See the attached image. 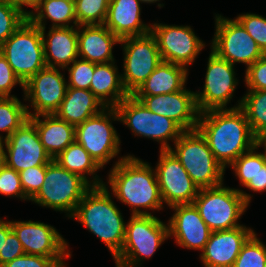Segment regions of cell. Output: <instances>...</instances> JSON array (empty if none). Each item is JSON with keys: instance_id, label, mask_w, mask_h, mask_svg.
Segmentation results:
<instances>
[{"instance_id": "1", "label": "cell", "mask_w": 266, "mask_h": 267, "mask_svg": "<svg viewBox=\"0 0 266 267\" xmlns=\"http://www.w3.org/2000/svg\"><path fill=\"white\" fill-rule=\"evenodd\" d=\"M197 129L224 169L256 145L246 114L238 106L201 112Z\"/></svg>"}, {"instance_id": "2", "label": "cell", "mask_w": 266, "mask_h": 267, "mask_svg": "<svg viewBox=\"0 0 266 267\" xmlns=\"http://www.w3.org/2000/svg\"><path fill=\"white\" fill-rule=\"evenodd\" d=\"M107 183L114 197L130 206L131 215H151L146 209L159 211L163 208L156 172L141 159L132 155L119 158L111 168Z\"/></svg>"}, {"instance_id": "3", "label": "cell", "mask_w": 266, "mask_h": 267, "mask_svg": "<svg viewBox=\"0 0 266 267\" xmlns=\"http://www.w3.org/2000/svg\"><path fill=\"white\" fill-rule=\"evenodd\" d=\"M96 235L115 258L123 247L126 223L119 208L111 199L106 184L92 186L78 203L70 217Z\"/></svg>"}, {"instance_id": "4", "label": "cell", "mask_w": 266, "mask_h": 267, "mask_svg": "<svg viewBox=\"0 0 266 267\" xmlns=\"http://www.w3.org/2000/svg\"><path fill=\"white\" fill-rule=\"evenodd\" d=\"M251 198L250 194L241 189L229 188L221 184L199 189L193 204L208 228L215 232L242 226L238 220L246 211Z\"/></svg>"}, {"instance_id": "5", "label": "cell", "mask_w": 266, "mask_h": 267, "mask_svg": "<svg viewBox=\"0 0 266 267\" xmlns=\"http://www.w3.org/2000/svg\"><path fill=\"white\" fill-rule=\"evenodd\" d=\"M173 145L175 150L171 148V152L179 159L199 189L224 184L225 169L215 159L198 129L184 131Z\"/></svg>"}, {"instance_id": "6", "label": "cell", "mask_w": 266, "mask_h": 267, "mask_svg": "<svg viewBox=\"0 0 266 267\" xmlns=\"http://www.w3.org/2000/svg\"><path fill=\"white\" fill-rule=\"evenodd\" d=\"M168 224L151 215H131L126 224L121 252L114 258L116 267H136L143 259L153 256L169 238Z\"/></svg>"}, {"instance_id": "7", "label": "cell", "mask_w": 266, "mask_h": 267, "mask_svg": "<svg viewBox=\"0 0 266 267\" xmlns=\"http://www.w3.org/2000/svg\"><path fill=\"white\" fill-rule=\"evenodd\" d=\"M91 187L81 176L68 171L52 159L46 165L44 183L31 201L55 211H65L70 218Z\"/></svg>"}, {"instance_id": "8", "label": "cell", "mask_w": 266, "mask_h": 267, "mask_svg": "<svg viewBox=\"0 0 266 267\" xmlns=\"http://www.w3.org/2000/svg\"><path fill=\"white\" fill-rule=\"evenodd\" d=\"M0 50L23 84L46 67L41 28L28 18L0 46Z\"/></svg>"}, {"instance_id": "9", "label": "cell", "mask_w": 266, "mask_h": 267, "mask_svg": "<svg viewBox=\"0 0 266 267\" xmlns=\"http://www.w3.org/2000/svg\"><path fill=\"white\" fill-rule=\"evenodd\" d=\"M111 119L119 121L118 112L115 107H105L75 126V141L83 146L101 168L120 152V138Z\"/></svg>"}, {"instance_id": "10", "label": "cell", "mask_w": 266, "mask_h": 267, "mask_svg": "<svg viewBox=\"0 0 266 267\" xmlns=\"http://www.w3.org/2000/svg\"><path fill=\"white\" fill-rule=\"evenodd\" d=\"M119 121L127 125L135 136L152 138L161 144L160 150H170L184 130L173 120L147 109L140 100L128 95L116 107Z\"/></svg>"}, {"instance_id": "11", "label": "cell", "mask_w": 266, "mask_h": 267, "mask_svg": "<svg viewBox=\"0 0 266 267\" xmlns=\"http://www.w3.org/2000/svg\"><path fill=\"white\" fill-rule=\"evenodd\" d=\"M124 50L122 83L132 95L161 63L162 58L154 36L150 33L120 40Z\"/></svg>"}, {"instance_id": "12", "label": "cell", "mask_w": 266, "mask_h": 267, "mask_svg": "<svg viewBox=\"0 0 266 267\" xmlns=\"http://www.w3.org/2000/svg\"><path fill=\"white\" fill-rule=\"evenodd\" d=\"M215 34L211 51L232 65L244 63L248 68L264 55L256 41L236 19L215 15Z\"/></svg>"}, {"instance_id": "13", "label": "cell", "mask_w": 266, "mask_h": 267, "mask_svg": "<svg viewBox=\"0 0 266 267\" xmlns=\"http://www.w3.org/2000/svg\"><path fill=\"white\" fill-rule=\"evenodd\" d=\"M150 32L156 40L162 61L185 68L195 62L196 57L205 47L190 26L154 23L151 25Z\"/></svg>"}, {"instance_id": "14", "label": "cell", "mask_w": 266, "mask_h": 267, "mask_svg": "<svg viewBox=\"0 0 266 267\" xmlns=\"http://www.w3.org/2000/svg\"><path fill=\"white\" fill-rule=\"evenodd\" d=\"M235 75L234 65L211 51L208 57L204 90L195 92L200 113L212 109H226L238 84Z\"/></svg>"}, {"instance_id": "15", "label": "cell", "mask_w": 266, "mask_h": 267, "mask_svg": "<svg viewBox=\"0 0 266 267\" xmlns=\"http://www.w3.org/2000/svg\"><path fill=\"white\" fill-rule=\"evenodd\" d=\"M2 146L6 147L2 148L3 163L18 173L29 167L46 166L52 160L40 141L35 124L30 119L3 140Z\"/></svg>"}, {"instance_id": "16", "label": "cell", "mask_w": 266, "mask_h": 267, "mask_svg": "<svg viewBox=\"0 0 266 267\" xmlns=\"http://www.w3.org/2000/svg\"><path fill=\"white\" fill-rule=\"evenodd\" d=\"M154 170L163 203L169 207L193 204L199 188L171 150H160L159 161Z\"/></svg>"}, {"instance_id": "17", "label": "cell", "mask_w": 266, "mask_h": 267, "mask_svg": "<svg viewBox=\"0 0 266 267\" xmlns=\"http://www.w3.org/2000/svg\"><path fill=\"white\" fill-rule=\"evenodd\" d=\"M59 68L44 67L24 83V100H28L34 112L28 117L54 114L65 98L67 82Z\"/></svg>"}, {"instance_id": "18", "label": "cell", "mask_w": 266, "mask_h": 267, "mask_svg": "<svg viewBox=\"0 0 266 267\" xmlns=\"http://www.w3.org/2000/svg\"><path fill=\"white\" fill-rule=\"evenodd\" d=\"M12 230L20 240L25 254L51 258H69L68 243L56 229L34 221H11Z\"/></svg>"}, {"instance_id": "19", "label": "cell", "mask_w": 266, "mask_h": 267, "mask_svg": "<svg viewBox=\"0 0 266 267\" xmlns=\"http://www.w3.org/2000/svg\"><path fill=\"white\" fill-rule=\"evenodd\" d=\"M134 97L150 111L176 122L184 131L197 129L200 112L195 92L184 88L174 93Z\"/></svg>"}, {"instance_id": "20", "label": "cell", "mask_w": 266, "mask_h": 267, "mask_svg": "<svg viewBox=\"0 0 266 267\" xmlns=\"http://www.w3.org/2000/svg\"><path fill=\"white\" fill-rule=\"evenodd\" d=\"M175 213L168 221L169 236L175 237L177 245L202 251L212 231L200 217L194 204L171 206Z\"/></svg>"}, {"instance_id": "21", "label": "cell", "mask_w": 266, "mask_h": 267, "mask_svg": "<svg viewBox=\"0 0 266 267\" xmlns=\"http://www.w3.org/2000/svg\"><path fill=\"white\" fill-rule=\"evenodd\" d=\"M254 230L242 225L229 230L212 232L200 254L205 267H233L243 245Z\"/></svg>"}, {"instance_id": "22", "label": "cell", "mask_w": 266, "mask_h": 267, "mask_svg": "<svg viewBox=\"0 0 266 267\" xmlns=\"http://www.w3.org/2000/svg\"><path fill=\"white\" fill-rule=\"evenodd\" d=\"M77 36L78 57L97 64L115 60L112 49L120 39L104 24L79 25Z\"/></svg>"}, {"instance_id": "23", "label": "cell", "mask_w": 266, "mask_h": 267, "mask_svg": "<svg viewBox=\"0 0 266 267\" xmlns=\"http://www.w3.org/2000/svg\"><path fill=\"white\" fill-rule=\"evenodd\" d=\"M141 0H110L104 25L120 40L150 33L151 25L142 22Z\"/></svg>"}, {"instance_id": "24", "label": "cell", "mask_w": 266, "mask_h": 267, "mask_svg": "<svg viewBox=\"0 0 266 267\" xmlns=\"http://www.w3.org/2000/svg\"><path fill=\"white\" fill-rule=\"evenodd\" d=\"M74 26L76 28H73ZM41 32L47 67L62 68L64 70L78 58L77 25L51 27L46 36L45 28H42Z\"/></svg>"}, {"instance_id": "25", "label": "cell", "mask_w": 266, "mask_h": 267, "mask_svg": "<svg viewBox=\"0 0 266 267\" xmlns=\"http://www.w3.org/2000/svg\"><path fill=\"white\" fill-rule=\"evenodd\" d=\"M41 116L44 120L40 119ZM29 119L35 124L40 141L52 159L75 141V126L55 114H41Z\"/></svg>"}, {"instance_id": "26", "label": "cell", "mask_w": 266, "mask_h": 267, "mask_svg": "<svg viewBox=\"0 0 266 267\" xmlns=\"http://www.w3.org/2000/svg\"><path fill=\"white\" fill-rule=\"evenodd\" d=\"M188 68L161 61L146 81L132 94L133 96H153L174 93L185 88Z\"/></svg>"}, {"instance_id": "27", "label": "cell", "mask_w": 266, "mask_h": 267, "mask_svg": "<svg viewBox=\"0 0 266 267\" xmlns=\"http://www.w3.org/2000/svg\"><path fill=\"white\" fill-rule=\"evenodd\" d=\"M103 108L105 106L90 90L67 88L65 98L54 114L59 119L77 126L99 113Z\"/></svg>"}, {"instance_id": "28", "label": "cell", "mask_w": 266, "mask_h": 267, "mask_svg": "<svg viewBox=\"0 0 266 267\" xmlns=\"http://www.w3.org/2000/svg\"><path fill=\"white\" fill-rule=\"evenodd\" d=\"M114 64L115 61L96 64L90 84V91L105 107H116L129 95Z\"/></svg>"}, {"instance_id": "29", "label": "cell", "mask_w": 266, "mask_h": 267, "mask_svg": "<svg viewBox=\"0 0 266 267\" xmlns=\"http://www.w3.org/2000/svg\"><path fill=\"white\" fill-rule=\"evenodd\" d=\"M34 11H29L28 19L35 26L41 29L46 28V19H50L52 21V28L70 27L69 25L72 22L74 25H77L75 1L42 0Z\"/></svg>"}, {"instance_id": "30", "label": "cell", "mask_w": 266, "mask_h": 267, "mask_svg": "<svg viewBox=\"0 0 266 267\" xmlns=\"http://www.w3.org/2000/svg\"><path fill=\"white\" fill-rule=\"evenodd\" d=\"M54 160L68 171L81 176L91 186H101L105 184V182L103 183L101 178L96 174L97 170L101 167L93 160L83 146L76 141L70 144ZM86 174L90 176L92 175L93 180L89 181Z\"/></svg>"}, {"instance_id": "31", "label": "cell", "mask_w": 266, "mask_h": 267, "mask_svg": "<svg viewBox=\"0 0 266 267\" xmlns=\"http://www.w3.org/2000/svg\"><path fill=\"white\" fill-rule=\"evenodd\" d=\"M237 106L245 112L250 129L257 139L266 131V90H248Z\"/></svg>"}, {"instance_id": "32", "label": "cell", "mask_w": 266, "mask_h": 267, "mask_svg": "<svg viewBox=\"0 0 266 267\" xmlns=\"http://www.w3.org/2000/svg\"><path fill=\"white\" fill-rule=\"evenodd\" d=\"M29 110L16 96L0 97V131L7 132L5 137L0 135L1 142L29 119Z\"/></svg>"}, {"instance_id": "33", "label": "cell", "mask_w": 266, "mask_h": 267, "mask_svg": "<svg viewBox=\"0 0 266 267\" xmlns=\"http://www.w3.org/2000/svg\"><path fill=\"white\" fill-rule=\"evenodd\" d=\"M110 0H75L77 26L104 24Z\"/></svg>"}, {"instance_id": "34", "label": "cell", "mask_w": 266, "mask_h": 267, "mask_svg": "<svg viewBox=\"0 0 266 267\" xmlns=\"http://www.w3.org/2000/svg\"><path fill=\"white\" fill-rule=\"evenodd\" d=\"M27 18L28 16L14 2L0 0V46Z\"/></svg>"}, {"instance_id": "35", "label": "cell", "mask_w": 266, "mask_h": 267, "mask_svg": "<svg viewBox=\"0 0 266 267\" xmlns=\"http://www.w3.org/2000/svg\"><path fill=\"white\" fill-rule=\"evenodd\" d=\"M266 245L254 233L243 245L233 267H265Z\"/></svg>"}, {"instance_id": "36", "label": "cell", "mask_w": 266, "mask_h": 267, "mask_svg": "<svg viewBox=\"0 0 266 267\" xmlns=\"http://www.w3.org/2000/svg\"><path fill=\"white\" fill-rule=\"evenodd\" d=\"M97 63L78 58L72 63L71 67H66L69 72L67 88H77L90 90V84Z\"/></svg>"}, {"instance_id": "37", "label": "cell", "mask_w": 266, "mask_h": 267, "mask_svg": "<svg viewBox=\"0 0 266 267\" xmlns=\"http://www.w3.org/2000/svg\"><path fill=\"white\" fill-rule=\"evenodd\" d=\"M256 41L258 47L266 54V18L262 15L246 13L235 18Z\"/></svg>"}, {"instance_id": "38", "label": "cell", "mask_w": 266, "mask_h": 267, "mask_svg": "<svg viewBox=\"0 0 266 267\" xmlns=\"http://www.w3.org/2000/svg\"><path fill=\"white\" fill-rule=\"evenodd\" d=\"M259 147L255 145L251 150L243 153L230 166L235 171V176L239 178L240 185L246 186L257 174V152Z\"/></svg>"}, {"instance_id": "39", "label": "cell", "mask_w": 266, "mask_h": 267, "mask_svg": "<svg viewBox=\"0 0 266 267\" xmlns=\"http://www.w3.org/2000/svg\"><path fill=\"white\" fill-rule=\"evenodd\" d=\"M0 194L30 200L22 189L20 174L4 163L0 166Z\"/></svg>"}, {"instance_id": "40", "label": "cell", "mask_w": 266, "mask_h": 267, "mask_svg": "<svg viewBox=\"0 0 266 267\" xmlns=\"http://www.w3.org/2000/svg\"><path fill=\"white\" fill-rule=\"evenodd\" d=\"M24 194L31 200L41 189L46 175V166L29 167L19 172Z\"/></svg>"}, {"instance_id": "41", "label": "cell", "mask_w": 266, "mask_h": 267, "mask_svg": "<svg viewBox=\"0 0 266 267\" xmlns=\"http://www.w3.org/2000/svg\"><path fill=\"white\" fill-rule=\"evenodd\" d=\"M64 259L24 254L7 262L2 267H66Z\"/></svg>"}, {"instance_id": "42", "label": "cell", "mask_w": 266, "mask_h": 267, "mask_svg": "<svg viewBox=\"0 0 266 267\" xmlns=\"http://www.w3.org/2000/svg\"><path fill=\"white\" fill-rule=\"evenodd\" d=\"M248 90H266V54L245 70Z\"/></svg>"}, {"instance_id": "43", "label": "cell", "mask_w": 266, "mask_h": 267, "mask_svg": "<svg viewBox=\"0 0 266 267\" xmlns=\"http://www.w3.org/2000/svg\"><path fill=\"white\" fill-rule=\"evenodd\" d=\"M19 84L24 89V84L15 75L6 58L0 54V97H14L11 90Z\"/></svg>"}, {"instance_id": "44", "label": "cell", "mask_w": 266, "mask_h": 267, "mask_svg": "<svg viewBox=\"0 0 266 267\" xmlns=\"http://www.w3.org/2000/svg\"><path fill=\"white\" fill-rule=\"evenodd\" d=\"M22 244L17 238V235L12 230L8 235L3 245V254H0V267L7 262L12 261L16 257L24 255Z\"/></svg>"}, {"instance_id": "45", "label": "cell", "mask_w": 266, "mask_h": 267, "mask_svg": "<svg viewBox=\"0 0 266 267\" xmlns=\"http://www.w3.org/2000/svg\"><path fill=\"white\" fill-rule=\"evenodd\" d=\"M245 187L253 192L266 191V152H257V174Z\"/></svg>"}, {"instance_id": "46", "label": "cell", "mask_w": 266, "mask_h": 267, "mask_svg": "<svg viewBox=\"0 0 266 267\" xmlns=\"http://www.w3.org/2000/svg\"><path fill=\"white\" fill-rule=\"evenodd\" d=\"M12 231L11 221H3L0 218V254H3L4 241L7 235Z\"/></svg>"}, {"instance_id": "47", "label": "cell", "mask_w": 266, "mask_h": 267, "mask_svg": "<svg viewBox=\"0 0 266 267\" xmlns=\"http://www.w3.org/2000/svg\"><path fill=\"white\" fill-rule=\"evenodd\" d=\"M41 2L42 0H22V11L28 16L29 11H26V9L24 10L23 6L32 7L35 9Z\"/></svg>"}, {"instance_id": "48", "label": "cell", "mask_w": 266, "mask_h": 267, "mask_svg": "<svg viewBox=\"0 0 266 267\" xmlns=\"http://www.w3.org/2000/svg\"><path fill=\"white\" fill-rule=\"evenodd\" d=\"M256 145L258 147L264 146V150L266 152V131L263 132L256 140Z\"/></svg>"}, {"instance_id": "49", "label": "cell", "mask_w": 266, "mask_h": 267, "mask_svg": "<svg viewBox=\"0 0 266 267\" xmlns=\"http://www.w3.org/2000/svg\"><path fill=\"white\" fill-rule=\"evenodd\" d=\"M3 146L2 142L0 141V166L3 164Z\"/></svg>"}, {"instance_id": "50", "label": "cell", "mask_w": 266, "mask_h": 267, "mask_svg": "<svg viewBox=\"0 0 266 267\" xmlns=\"http://www.w3.org/2000/svg\"><path fill=\"white\" fill-rule=\"evenodd\" d=\"M14 2L22 10V0H8Z\"/></svg>"}, {"instance_id": "51", "label": "cell", "mask_w": 266, "mask_h": 267, "mask_svg": "<svg viewBox=\"0 0 266 267\" xmlns=\"http://www.w3.org/2000/svg\"><path fill=\"white\" fill-rule=\"evenodd\" d=\"M143 3H155L160 0H141Z\"/></svg>"}]
</instances>
